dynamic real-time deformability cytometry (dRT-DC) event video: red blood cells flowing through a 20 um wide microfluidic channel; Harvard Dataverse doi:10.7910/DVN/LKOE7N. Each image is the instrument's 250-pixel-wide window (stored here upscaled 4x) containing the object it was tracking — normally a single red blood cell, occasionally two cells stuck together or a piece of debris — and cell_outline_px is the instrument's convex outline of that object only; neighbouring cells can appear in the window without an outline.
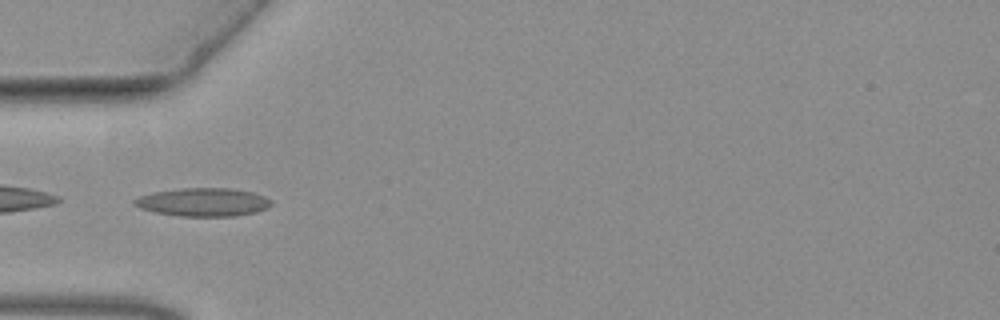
{"species": "common noctule bat (a hibernating species)", "species_latin": "Nyctalus noctula", "temperature_condition": "warm", "stored_images_in_passage": 54, "camera_frame_rate_fps": 3000, "um_per_image_px": 0.085, "animal": {"sex": "female", "body_mass_g": 19.3, "forearm_length_mm": 54.1}, "frame": {"image": 1, "passage_image": 17, "time_ms": 5.333, "image_size_px": [1000, 320], "cell_outline_px": [[272, 204], [256, 212], [232, 216], [180, 216], [156, 212], [140, 208], [132, 204], [132, 200], [140, 196], [156, 192], [184, 188], [232, 188], [252, 192], [264, 196], [272, 200]], "centroid_in_image_um": [17.27, 17.18], "position_along_channel_um": 67.7, "area_um2": 22.37}}
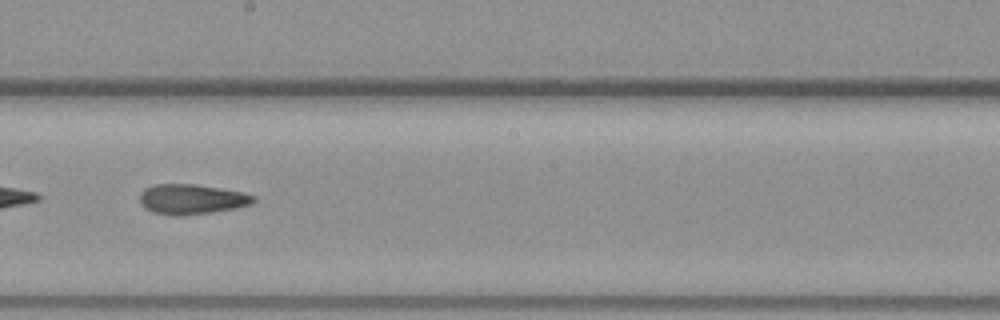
{"frame": {"image": 2, "passage_image": 30, "time_ms": 9.667, "image_size_px": [1000, 320], "cell_outline_px": [[256, 200], [252, 204], [212, 212], [180, 216], [172, 216], [152, 212], [144, 208], [140, 204], [140, 192], [144, 188], [156, 184], [196, 184], [220, 188], [240, 192], [256, 196]], "centroid_in_image_um": [16.24, 16.93], "position_along_channel_um": 232.0, "area_um2": 20.0}}
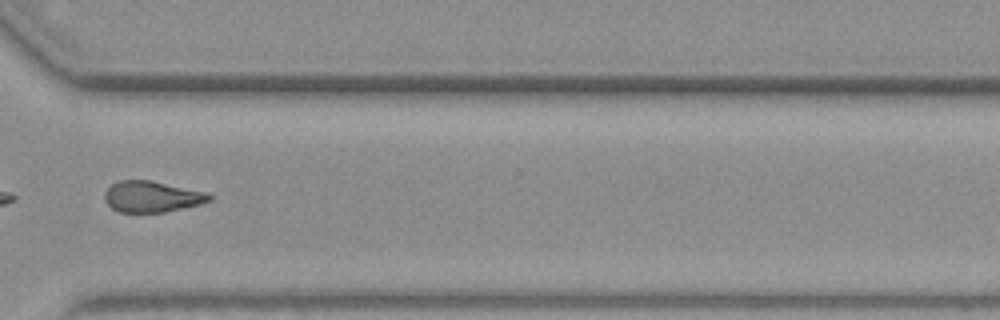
{"frame": {"image": 3, "passage_image": 40, "time_ms": 13.0, "image_size_px": [1000, 320], "cell_outline_px": [[212, 200], [200, 204], [164, 212], [120, 212], [112, 208], [104, 200], [104, 192], [116, 180], [152, 180], [204, 192], [212, 196]], "centroid_in_image_um": [12.87, 16.71], "position_along_channel_um": 357.7, "area_um2": 18.9}}